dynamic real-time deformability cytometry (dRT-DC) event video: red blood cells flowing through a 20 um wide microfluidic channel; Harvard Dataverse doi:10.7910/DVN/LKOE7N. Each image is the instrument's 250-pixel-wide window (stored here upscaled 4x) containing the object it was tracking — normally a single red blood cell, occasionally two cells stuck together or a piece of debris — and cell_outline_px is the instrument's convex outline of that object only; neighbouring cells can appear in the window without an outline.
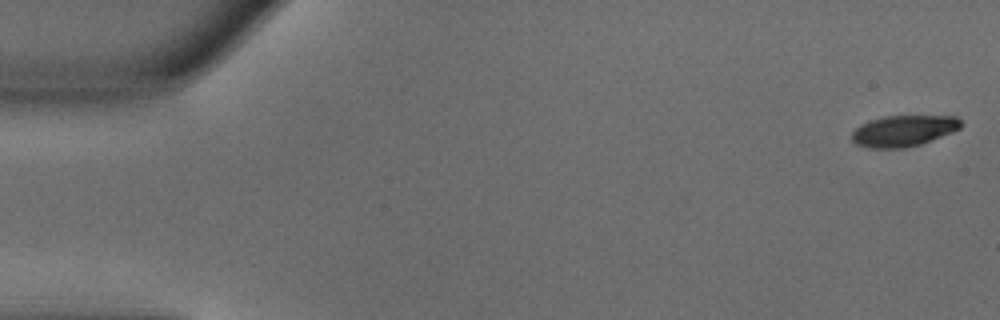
{"species": "common noctule bat (a hibernating species)", "species_latin": "Nyctalus noctula", "temperature_condition": "warm", "stored_images_in_passage": 50, "camera_frame_rate_fps": 3000, "um_per_image_px": 0.085, "animal": {"sex": "male", "body_mass_g": 18.8}, "frame": {"image": 1, "passage_image": 1, "time_ms": 0.0, "image_size_px": [1000, 320], "cell_outline_px": [[960, 128], [952, 132], [920, 144], [904, 148], [868, 148], [856, 144], [852, 140], [852, 132], [860, 124], [868, 120], [884, 116], [956, 116], [960, 120]], "centroid_in_image_um": [76.75, 11.12], "position_along_channel_um": 8.2, "area_um2": 19.71}}
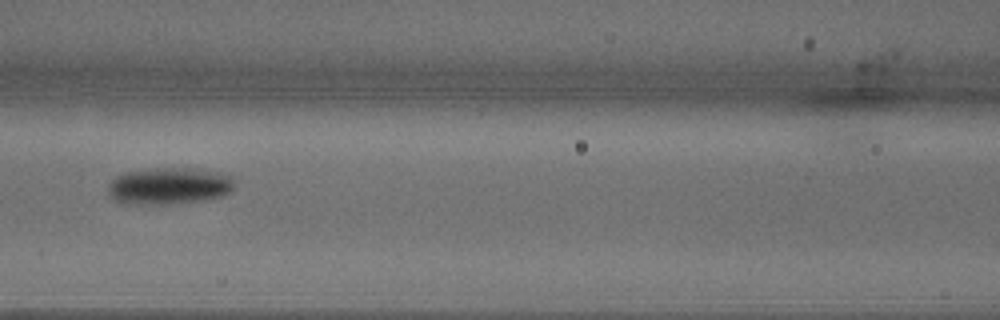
{"frame": {"image": 2, "passage_image": 22, "time_ms": 7.0, "image_size_px": [1000, 320], "cell_outline_px": [[232, 188], [224, 196], [204, 200], [168, 204], [124, 204], [116, 200], [108, 192], [108, 184], [116, 176], [124, 172], [152, 168], [192, 168], [220, 172], [232, 176]], "centroid_in_image_um": [14.35, 15.8], "position_along_channel_um": 152.2, "area_um2": 27.22}}
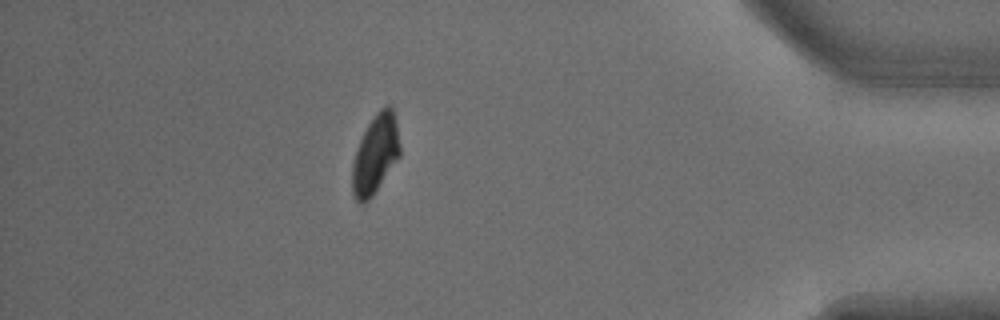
{"frame": {"image": 3, "passage_image": 44, "time_ms": 14.333, "image_size_px": [1000, 320], "cell_outline_px": [[400, 156], [372, 196], [364, 204], [360, 204], [356, 200], [352, 192], [352, 164], [360, 140], [368, 124], [376, 112], [384, 104], [392, 104], [396, 120], [400, 144]], "centroid_in_image_um": [31.92, 13.08], "position_along_channel_um": 403.3, "area_um2": 22.02}, "authors_computed_cell_mechanics": {"area_um2": 23.12, "velocity_mm_per_s": 4.0279, "shape_relaxation_time_tau1_ms": 1.7632, "shape_relaxation_time_tau2_ms": null, "deformation_change_tau1": 0.1251, "deformation_change_tau2": null}}